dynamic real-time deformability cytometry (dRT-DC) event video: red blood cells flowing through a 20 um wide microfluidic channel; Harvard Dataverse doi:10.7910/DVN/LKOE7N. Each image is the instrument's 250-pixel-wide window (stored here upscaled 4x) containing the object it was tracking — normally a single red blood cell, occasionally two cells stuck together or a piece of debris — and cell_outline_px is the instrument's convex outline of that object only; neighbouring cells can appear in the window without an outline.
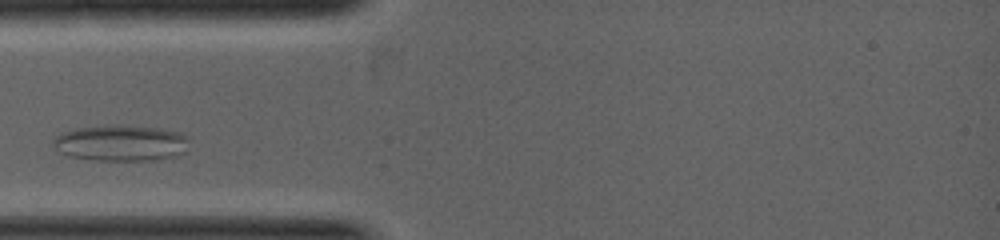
{"species": "common noctule bat (a hibernating species)", "species_latin": "Nyctalus noctula", "temperature_condition": "warm", "stored_images_in_passage": 7, "camera_frame_rate_fps": 5000, "um_per_image_px": 0.085, "animal": {"sex": "female", "body_mass_g": 19.0, "forearm_length_mm": 53.3}, "frame": {"image": 1, "passage_image": 3, "time_ms": 0.8, "image_size_px": [1000, 240], "cell_outline_px": [[188, 152], [180, 156], [156, 160], [88, 160], [64, 156], [56, 148], [52, 140], [56, 136], [64, 132], [80, 128], [156, 128], [176, 132], [188, 136]], "centroid_in_image_um": [10.32, 12.23], "position_along_channel_um": 74.7, "area_um2": 27.8}}
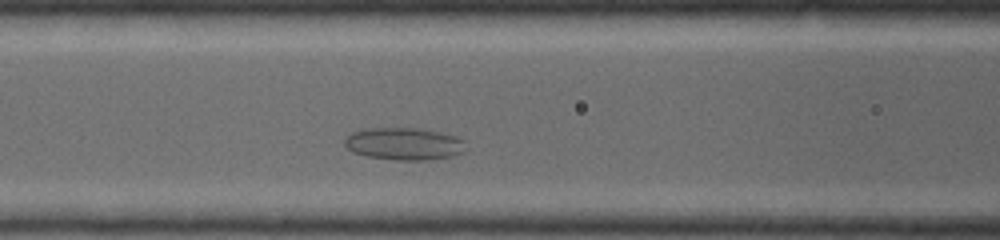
{"frame": {"image": 2, "passage_image": 5, "time_ms": 1.6, "image_size_px": [1000, 240], "cell_outline_px": [[464, 152], [452, 156], [428, 160], [396, 160], [368, 156], [352, 152], [344, 144], [344, 140], [352, 132], [368, 128], [420, 128], [440, 132], [456, 136], [464, 140]], "centroid_in_image_um": [34.35, 12.22], "position_along_channel_um": 132.2, "area_um2": 22.83}}
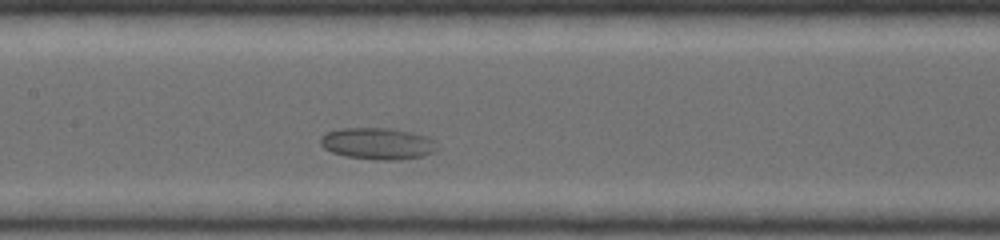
{"frame": {"image": 3, "passage_image": 7, "time_ms": 2.2, "image_size_px": [1000, 240], "cell_outline_px": [[436, 152], [424, 156], [400, 160], [376, 160], [344, 156], [332, 152], [324, 148], [320, 144], [320, 140], [328, 132], [344, 128], [388, 128], [408, 132], [424, 136], [432, 140], [436, 148]], "centroid_in_image_um": [32.09, 12.23], "position_along_channel_um": 175.3, "area_um2": 21.27}}